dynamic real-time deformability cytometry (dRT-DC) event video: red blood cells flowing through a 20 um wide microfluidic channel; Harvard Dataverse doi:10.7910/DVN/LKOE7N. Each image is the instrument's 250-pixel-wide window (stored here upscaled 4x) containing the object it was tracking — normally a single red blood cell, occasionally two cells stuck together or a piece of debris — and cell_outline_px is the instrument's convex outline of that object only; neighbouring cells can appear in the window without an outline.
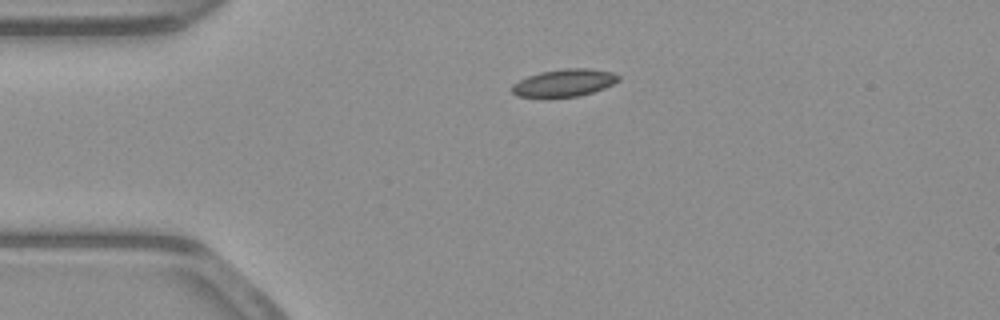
{"species": "common noctule bat (a hibernating species)", "species_latin": "Nyctalus noctula", "temperature_condition": "warm", "stored_images_in_passage": 42, "camera_frame_rate_fps": 3000, "um_per_image_px": 0.085, "animal": {"sex": "male", "body_mass_g": 23.1, "forearm_length_mm": 52.7}, "frame": {"image": 1, "passage_image": 1, "time_ms": 0.0, "image_size_px": [1000, 320], "cell_outline_px": [[620, 80], [604, 88], [580, 96], [548, 100], [544, 100], [520, 96], [512, 92], [512, 84], [528, 76], [540, 72], [564, 68], [588, 68], [612, 72], [620, 76]], "centroid_in_image_um": [47.92, 7.08], "position_along_channel_um": 37.1, "area_um2": 17.63}}
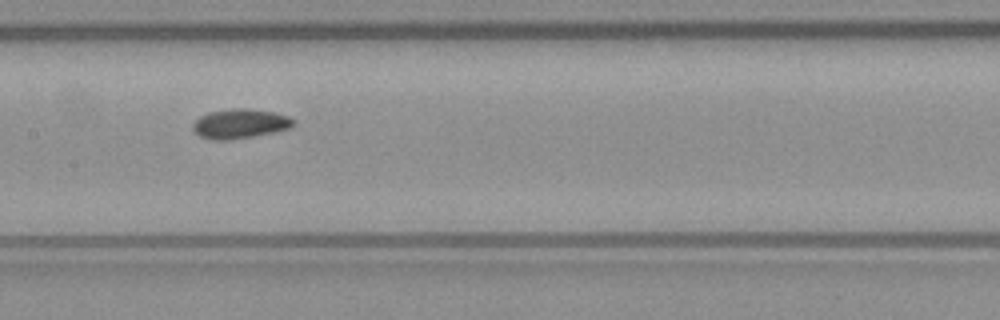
{"frame": {"image": 2, "passage_image": 15, "time_ms": 4.667, "image_size_px": [1000, 320], "cell_outline_px": [[296, 124], [288, 128], [272, 132], [252, 136], [228, 140], [212, 140], [200, 136], [192, 128], [192, 124], [200, 116], [208, 112], [232, 108], [248, 108], [272, 112], [288, 116], [296, 120]], "centroid_in_image_um": [20.39, 10.5], "position_along_channel_um": 187.0, "area_um2": 17.22}}
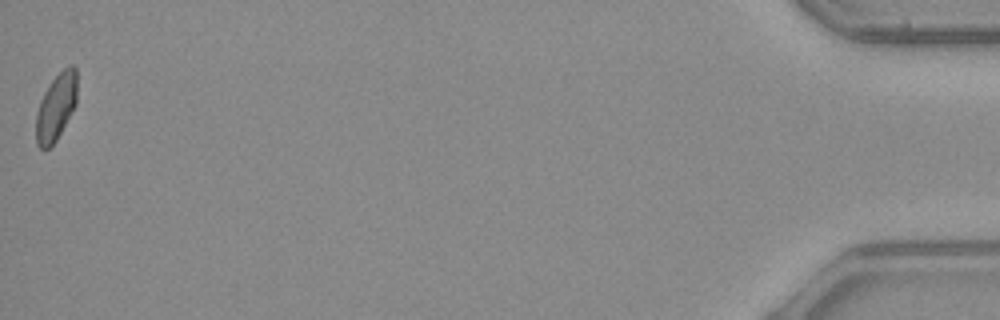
{"frame": {"image": 3, "passage_image": 42, "time_ms": 13.667, "image_size_px": [1000, 320], "cell_outline_px": [[76, 104], [56, 140], [48, 148], [40, 148], [36, 144], [36, 112], [40, 100], [44, 92], [52, 80], [68, 64], [72, 64], [76, 68]], "centroid_in_image_um": [4.75, 9.07], "position_along_channel_um": 430.4, "area_um2": 15.84}, "authors_computed_cell_mechanics": {"area_um2": 16.5886, "velocity_mm_per_s": 3.8907, "shape_relaxation_time_tau1_ms": null, "shape_relaxation_time_tau2_ms": 6.4583, "deformation_change_tau1": null, "deformation_change_tau2": 0.1125}}